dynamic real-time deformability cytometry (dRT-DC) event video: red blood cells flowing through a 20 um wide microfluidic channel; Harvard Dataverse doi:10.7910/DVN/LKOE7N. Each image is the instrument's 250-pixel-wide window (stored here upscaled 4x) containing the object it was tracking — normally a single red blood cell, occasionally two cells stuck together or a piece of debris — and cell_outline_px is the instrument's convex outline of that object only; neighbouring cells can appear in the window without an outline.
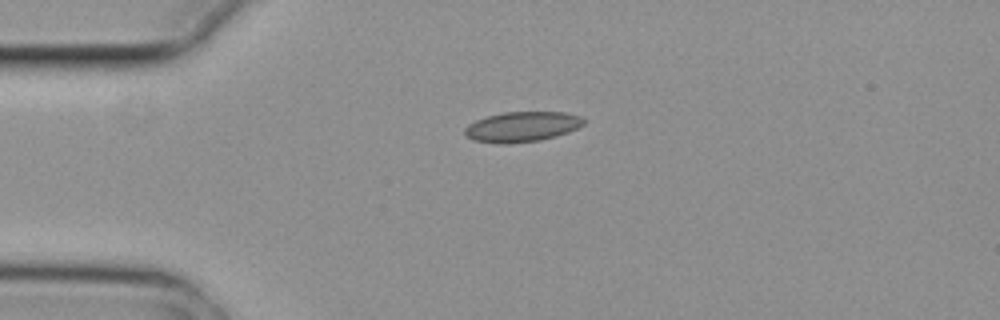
{"species": "common noctule bat (a hibernating species)", "species_latin": "Nyctalus noctula", "temperature_condition": "cold", "stored_images_in_passage": 4, "camera_frame_rate_fps": 3000, "um_per_image_px": 0.085, "animal": {"sex": "female", "body_mass_g": 29.2, "forearm_length_mm": 56.3}, "frame": {"image": 1, "passage_image": 1, "time_ms": 0.0, "image_size_px": [1000, 320], "cell_outline_px": [[584, 124], [568, 132], [556, 136], [540, 140], [508, 144], [500, 144], [472, 140], [464, 136], [464, 128], [468, 124], [476, 120], [488, 116], [504, 112], [564, 112], [580, 116], [584, 120]], "centroid_in_image_um": [44.33, 10.78], "position_along_channel_um": 40.7, "area_um2": 20.98}}
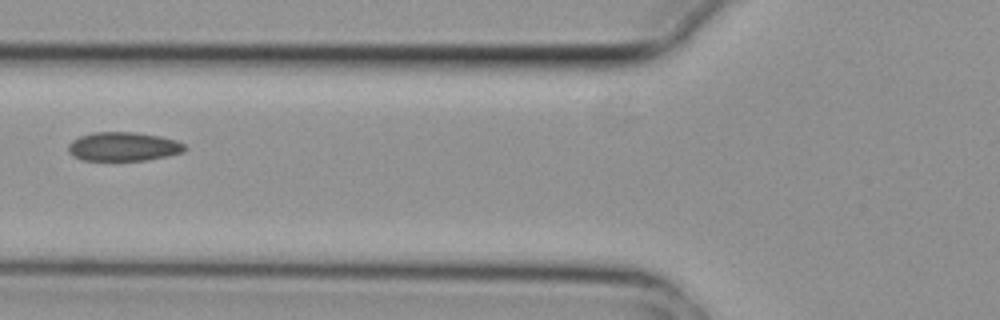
{"frame": {"image": 2, "passage_image": 3, "time_ms": 0.667, "image_size_px": [1000, 320], "cell_outline_px": [[188, 148], [184, 152], [168, 156], [148, 160], [80, 160], [72, 156], [68, 152], [68, 144], [72, 140], [80, 136], [92, 132], [136, 132], [160, 136], [176, 140], [184, 144]], "centroid_in_image_um": [10.49, 12.46], "position_along_channel_um": 115.3, "area_um2": 19.88}}
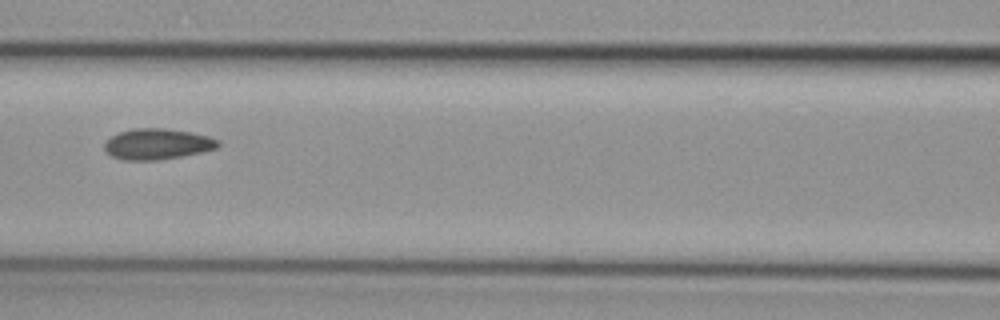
{"frame": {"image": 3, "passage_image": 4, "time_ms": 1.0, "image_size_px": [1000, 320], "cell_outline_px": [[220, 144], [216, 148], [200, 152], [180, 156], [156, 160], [124, 160], [112, 156], [104, 148], [104, 144], [112, 136], [120, 132], [132, 128], [164, 128], [192, 132], [208, 136], [220, 140]], "centroid_in_image_um": [13.38, 12.23], "position_along_channel_um": 153.2, "area_um2": 20.23}}